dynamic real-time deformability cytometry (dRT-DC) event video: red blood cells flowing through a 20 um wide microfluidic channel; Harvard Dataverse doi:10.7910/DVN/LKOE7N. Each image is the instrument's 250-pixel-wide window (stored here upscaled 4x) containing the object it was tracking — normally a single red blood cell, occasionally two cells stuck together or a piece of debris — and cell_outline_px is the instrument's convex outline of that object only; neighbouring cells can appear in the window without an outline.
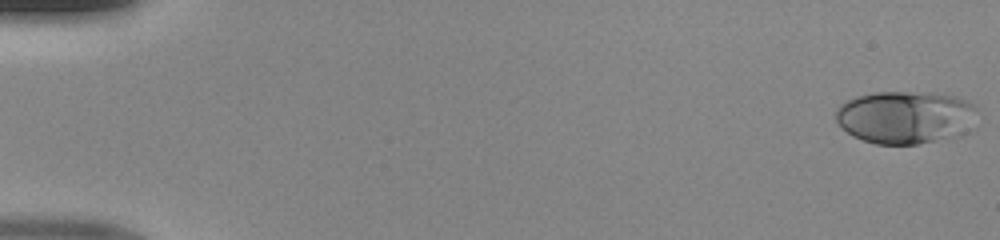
{"species": "human", "species_latin": "Homo sapiens", "temperature_condition": "room temperature", "stored_images_in_passage": 49, "camera_frame_rate_fps": 3000, "um_per_image_px": 0.085, "donor": {"sex": "male"}, "frame": {"image": 1, "passage_image": 1, "time_ms": 0.0, "image_size_px": [1000, 240], "cell_outline_px": [[976, 108], [968, 132], [960, 136], [916, 144], [876, 144], [852, 136], [836, 120], [836, 108], [840, 104], [856, 96], [876, 92], [928, 92], [956, 96], [976, 104]], "centroid_in_image_um": [76.97, 9.96], "position_along_channel_um": 8.0, "area_um2": 43.64}}
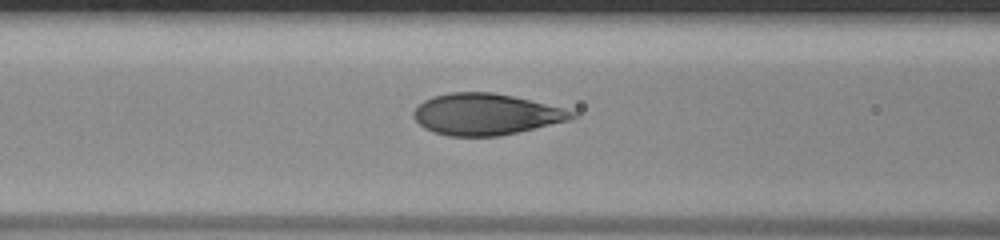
{"frame": {"image": 2, "passage_image": 21, "time_ms": 6.667, "image_size_px": [1000, 240], "cell_outline_px": [[576, 116], [568, 120], [500, 136], [448, 136], [432, 132], [424, 128], [412, 116], [412, 112], [424, 100], [432, 96], [448, 92], [492, 92], [512, 96], [564, 108], [576, 112]], "centroid_in_image_um": [41.25, 9.71], "position_along_channel_um": 125.4, "area_um2": 37.97}}
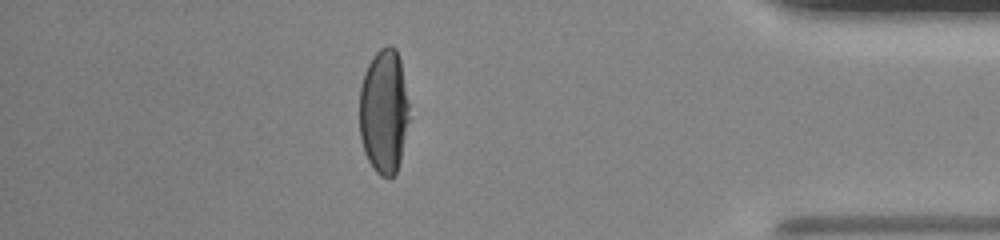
{"frame": {"image": 3, "passage_image": 43, "time_ms": 14.0, "image_size_px": [1000, 240], "cell_outline_px": [[408, 120], [400, 160], [396, 172], [388, 180], [380, 176], [372, 168], [364, 152], [360, 136], [360, 88], [364, 72], [368, 64], [376, 52], [380, 48], [388, 44], [396, 48], [400, 60], [408, 100]], "centroid_in_image_um": [32.61, 9.48], "position_along_channel_um": 402.6, "area_um2": 36.13}}